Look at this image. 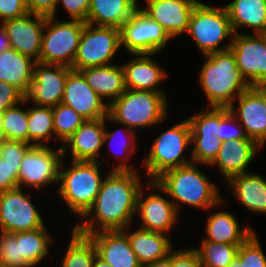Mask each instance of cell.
Wrapping results in <instances>:
<instances>
[{
    "label": "cell",
    "instance_id": "obj_1",
    "mask_svg": "<svg viewBox=\"0 0 266 267\" xmlns=\"http://www.w3.org/2000/svg\"><path fill=\"white\" fill-rule=\"evenodd\" d=\"M143 187L138 172L109 171L83 222L73 229L88 236L102 231H123L136 216L137 198Z\"/></svg>",
    "mask_w": 266,
    "mask_h": 267
},
{
    "label": "cell",
    "instance_id": "obj_2",
    "mask_svg": "<svg viewBox=\"0 0 266 267\" xmlns=\"http://www.w3.org/2000/svg\"><path fill=\"white\" fill-rule=\"evenodd\" d=\"M199 84L207 96L209 107L228 108L235 104L236 98L251 85L245 80L237 67L231 49L203 56Z\"/></svg>",
    "mask_w": 266,
    "mask_h": 267
},
{
    "label": "cell",
    "instance_id": "obj_3",
    "mask_svg": "<svg viewBox=\"0 0 266 267\" xmlns=\"http://www.w3.org/2000/svg\"><path fill=\"white\" fill-rule=\"evenodd\" d=\"M200 167L201 164L191 163L168 170L155 180L178 212L180 203L207 211L219 208L224 202L216 184L200 171Z\"/></svg>",
    "mask_w": 266,
    "mask_h": 267
},
{
    "label": "cell",
    "instance_id": "obj_4",
    "mask_svg": "<svg viewBox=\"0 0 266 267\" xmlns=\"http://www.w3.org/2000/svg\"><path fill=\"white\" fill-rule=\"evenodd\" d=\"M164 92L127 89L108 106L107 120L135 131L164 122L168 116Z\"/></svg>",
    "mask_w": 266,
    "mask_h": 267
},
{
    "label": "cell",
    "instance_id": "obj_5",
    "mask_svg": "<svg viewBox=\"0 0 266 267\" xmlns=\"http://www.w3.org/2000/svg\"><path fill=\"white\" fill-rule=\"evenodd\" d=\"M67 169L61 164L56 190L70 212L83 216L93 205L103 182L100 161H72Z\"/></svg>",
    "mask_w": 266,
    "mask_h": 267
},
{
    "label": "cell",
    "instance_id": "obj_6",
    "mask_svg": "<svg viewBox=\"0 0 266 267\" xmlns=\"http://www.w3.org/2000/svg\"><path fill=\"white\" fill-rule=\"evenodd\" d=\"M190 144L191 127L187 118L162 132L144 159L147 180L155 181L168 170L191 164L190 157L184 155Z\"/></svg>",
    "mask_w": 266,
    "mask_h": 267
},
{
    "label": "cell",
    "instance_id": "obj_7",
    "mask_svg": "<svg viewBox=\"0 0 266 267\" xmlns=\"http://www.w3.org/2000/svg\"><path fill=\"white\" fill-rule=\"evenodd\" d=\"M192 36L203 56L230 49L234 32L224 7L200 1L192 12L187 33ZM230 39L226 46L221 43Z\"/></svg>",
    "mask_w": 266,
    "mask_h": 267
},
{
    "label": "cell",
    "instance_id": "obj_8",
    "mask_svg": "<svg viewBox=\"0 0 266 267\" xmlns=\"http://www.w3.org/2000/svg\"><path fill=\"white\" fill-rule=\"evenodd\" d=\"M85 22L79 20L60 21L46 17L40 62L71 68L78 50Z\"/></svg>",
    "mask_w": 266,
    "mask_h": 267
},
{
    "label": "cell",
    "instance_id": "obj_9",
    "mask_svg": "<svg viewBox=\"0 0 266 267\" xmlns=\"http://www.w3.org/2000/svg\"><path fill=\"white\" fill-rule=\"evenodd\" d=\"M120 49V29L95 26L85 22L71 68L79 71L89 67H103L114 64L112 59Z\"/></svg>",
    "mask_w": 266,
    "mask_h": 267
},
{
    "label": "cell",
    "instance_id": "obj_10",
    "mask_svg": "<svg viewBox=\"0 0 266 267\" xmlns=\"http://www.w3.org/2000/svg\"><path fill=\"white\" fill-rule=\"evenodd\" d=\"M121 48L133 54L158 55L172 39L164 28L144 13L140 5L120 28Z\"/></svg>",
    "mask_w": 266,
    "mask_h": 267
},
{
    "label": "cell",
    "instance_id": "obj_11",
    "mask_svg": "<svg viewBox=\"0 0 266 267\" xmlns=\"http://www.w3.org/2000/svg\"><path fill=\"white\" fill-rule=\"evenodd\" d=\"M64 159L62 147L54 149L49 145H32L20 163L18 187L36 190L58 183L61 164Z\"/></svg>",
    "mask_w": 266,
    "mask_h": 267
},
{
    "label": "cell",
    "instance_id": "obj_12",
    "mask_svg": "<svg viewBox=\"0 0 266 267\" xmlns=\"http://www.w3.org/2000/svg\"><path fill=\"white\" fill-rule=\"evenodd\" d=\"M72 68L36 62L33 77L22 92V101L54 107L62 102L68 72Z\"/></svg>",
    "mask_w": 266,
    "mask_h": 267
},
{
    "label": "cell",
    "instance_id": "obj_13",
    "mask_svg": "<svg viewBox=\"0 0 266 267\" xmlns=\"http://www.w3.org/2000/svg\"><path fill=\"white\" fill-rule=\"evenodd\" d=\"M31 197L20 187L0 192V231L15 233L45 226Z\"/></svg>",
    "mask_w": 266,
    "mask_h": 267
},
{
    "label": "cell",
    "instance_id": "obj_14",
    "mask_svg": "<svg viewBox=\"0 0 266 267\" xmlns=\"http://www.w3.org/2000/svg\"><path fill=\"white\" fill-rule=\"evenodd\" d=\"M146 186L150 191L153 188L160 193L148 192V196H144L143 187L139 191L136 209V215L141 219L139 227L152 232L171 234L170 231L174 229L180 213L170 198H166V192L155 181H149ZM161 192L166 196L160 195Z\"/></svg>",
    "mask_w": 266,
    "mask_h": 267
},
{
    "label": "cell",
    "instance_id": "obj_15",
    "mask_svg": "<svg viewBox=\"0 0 266 267\" xmlns=\"http://www.w3.org/2000/svg\"><path fill=\"white\" fill-rule=\"evenodd\" d=\"M230 49L238 69L251 86L266 82L265 34H234Z\"/></svg>",
    "mask_w": 266,
    "mask_h": 267
},
{
    "label": "cell",
    "instance_id": "obj_16",
    "mask_svg": "<svg viewBox=\"0 0 266 267\" xmlns=\"http://www.w3.org/2000/svg\"><path fill=\"white\" fill-rule=\"evenodd\" d=\"M45 20V16L28 12L20 18L8 19L1 23L6 30L11 48L40 62Z\"/></svg>",
    "mask_w": 266,
    "mask_h": 267
},
{
    "label": "cell",
    "instance_id": "obj_17",
    "mask_svg": "<svg viewBox=\"0 0 266 267\" xmlns=\"http://www.w3.org/2000/svg\"><path fill=\"white\" fill-rule=\"evenodd\" d=\"M62 103L86 120L102 119L108 115L107 102L92 90L80 71L73 69L68 72Z\"/></svg>",
    "mask_w": 266,
    "mask_h": 267
},
{
    "label": "cell",
    "instance_id": "obj_18",
    "mask_svg": "<svg viewBox=\"0 0 266 267\" xmlns=\"http://www.w3.org/2000/svg\"><path fill=\"white\" fill-rule=\"evenodd\" d=\"M236 101L238 106L228 107L231 114L241 124L246 136L263 147L266 144V103L262 95L251 86Z\"/></svg>",
    "mask_w": 266,
    "mask_h": 267
},
{
    "label": "cell",
    "instance_id": "obj_19",
    "mask_svg": "<svg viewBox=\"0 0 266 267\" xmlns=\"http://www.w3.org/2000/svg\"><path fill=\"white\" fill-rule=\"evenodd\" d=\"M141 10L157 21L173 38L187 33L190 18L199 0H145Z\"/></svg>",
    "mask_w": 266,
    "mask_h": 267
},
{
    "label": "cell",
    "instance_id": "obj_20",
    "mask_svg": "<svg viewBox=\"0 0 266 267\" xmlns=\"http://www.w3.org/2000/svg\"><path fill=\"white\" fill-rule=\"evenodd\" d=\"M105 134V118L86 120L62 145L64 159L68 149L74 161H98Z\"/></svg>",
    "mask_w": 266,
    "mask_h": 267
},
{
    "label": "cell",
    "instance_id": "obj_21",
    "mask_svg": "<svg viewBox=\"0 0 266 267\" xmlns=\"http://www.w3.org/2000/svg\"><path fill=\"white\" fill-rule=\"evenodd\" d=\"M262 147L251 138L235 139L224 142L215 160L209 165L219 168L227 181L234 175L247 173V167Z\"/></svg>",
    "mask_w": 266,
    "mask_h": 267
},
{
    "label": "cell",
    "instance_id": "obj_22",
    "mask_svg": "<svg viewBox=\"0 0 266 267\" xmlns=\"http://www.w3.org/2000/svg\"><path fill=\"white\" fill-rule=\"evenodd\" d=\"M135 58L121 65L127 89L165 92L159 88L167 79V70L159 66L151 57L153 54H133Z\"/></svg>",
    "mask_w": 266,
    "mask_h": 267
},
{
    "label": "cell",
    "instance_id": "obj_23",
    "mask_svg": "<svg viewBox=\"0 0 266 267\" xmlns=\"http://www.w3.org/2000/svg\"><path fill=\"white\" fill-rule=\"evenodd\" d=\"M88 237L93 241L97 255L111 267H142L123 231L96 232Z\"/></svg>",
    "mask_w": 266,
    "mask_h": 267
},
{
    "label": "cell",
    "instance_id": "obj_24",
    "mask_svg": "<svg viewBox=\"0 0 266 267\" xmlns=\"http://www.w3.org/2000/svg\"><path fill=\"white\" fill-rule=\"evenodd\" d=\"M126 227L123 232L127 235L132 251L143 266L166 258L173 250L169 235L137 228L129 232Z\"/></svg>",
    "mask_w": 266,
    "mask_h": 267
},
{
    "label": "cell",
    "instance_id": "obj_25",
    "mask_svg": "<svg viewBox=\"0 0 266 267\" xmlns=\"http://www.w3.org/2000/svg\"><path fill=\"white\" fill-rule=\"evenodd\" d=\"M236 200L254 214H266V179L256 173H242L227 180Z\"/></svg>",
    "mask_w": 266,
    "mask_h": 267
},
{
    "label": "cell",
    "instance_id": "obj_26",
    "mask_svg": "<svg viewBox=\"0 0 266 267\" xmlns=\"http://www.w3.org/2000/svg\"><path fill=\"white\" fill-rule=\"evenodd\" d=\"M79 71L83 74L94 92L104 101L108 99V106L126 90L124 71L119 64L89 67Z\"/></svg>",
    "mask_w": 266,
    "mask_h": 267
},
{
    "label": "cell",
    "instance_id": "obj_27",
    "mask_svg": "<svg viewBox=\"0 0 266 267\" xmlns=\"http://www.w3.org/2000/svg\"><path fill=\"white\" fill-rule=\"evenodd\" d=\"M225 8L234 34H241L242 27L252 29L254 34L266 33L265 0H233Z\"/></svg>",
    "mask_w": 266,
    "mask_h": 267
},
{
    "label": "cell",
    "instance_id": "obj_28",
    "mask_svg": "<svg viewBox=\"0 0 266 267\" xmlns=\"http://www.w3.org/2000/svg\"><path fill=\"white\" fill-rule=\"evenodd\" d=\"M138 7V0H91L86 23L120 29Z\"/></svg>",
    "mask_w": 266,
    "mask_h": 267
},
{
    "label": "cell",
    "instance_id": "obj_29",
    "mask_svg": "<svg viewBox=\"0 0 266 267\" xmlns=\"http://www.w3.org/2000/svg\"><path fill=\"white\" fill-rule=\"evenodd\" d=\"M206 237L201 241H212L241 245L255 230L249 226L240 227L237 218L230 212L222 211L208 216L205 225Z\"/></svg>",
    "mask_w": 266,
    "mask_h": 267
},
{
    "label": "cell",
    "instance_id": "obj_30",
    "mask_svg": "<svg viewBox=\"0 0 266 267\" xmlns=\"http://www.w3.org/2000/svg\"><path fill=\"white\" fill-rule=\"evenodd\" d=\"M36 61L9 48L0 53V81L14 85L23 92L33 77Z\"/></svg>",
    "mask_w": 266,
    "mask_h": 267
},
{
    "label": "cell",
    "instance_id": "obj_31",
    "mask_svg": "<svg viewBox=\"0 0 266 267\" xmlns=\"http://www.w3.org/2000/svg\"><path fill=\"white\" fill-rule=\"evenodd\" d=\"M55 140L52 107H28V144L47 146L49 140ZM47 142V143H46Z\"/></svg>",
    "mask_w": 266,
    "mask_h": 267
},
{
    "label": "cell",
    "instance_id": "obj_32",
    "mask_svg": "<svg viewBox=\"0 0 266 267\" xmlns=\"http://www.w3.org/2000/svg\"><path fill=\"white\" fill-rule=\"evenodd\" d=\"M13 234L20 240L21 255L32 267L38 266L48 256L51 237L46 226Z\"/></svg>",
    "mask_w": 266,
    "mask_h": 267
},
{
    "label": "cell",
    "instance_id": "obj_33",
    "mask_svg": "<svg viewBox=\"0 0 266 267\" xmlns=\"http://www.w3.org/2000/svg\"><path fill=\"white\" fill-rule=\"evenodd\" d=\"M70 237L60 267H92L97 255L93 241L74 229Z\"/></svg>",
    "mask_w": 266,
    "mask_h": 267
},
{
    "label": "cell",
    "instance_id": "obj_34",
    "mask_svg": "<svg viewBox=\"0 0 266 267\" xmlns=\"http://www.w3.org/2000/svg\"><path fill=\"white\" fill-rule=\"evenodd\" d=\"M107 121L108 120H107V116H106L105 117V134H104V139H103V145L108 143L109 146L110 145L114 146V144L116 143V139L122 135V137H120L121 139L118 138L120 142L117 141L118 144H116V145L119 146L118 151H121V153L123 155H121V157H122L121 158L116 154L117 155L116 159H118V160L120 159V160L118 161V164L113 166L111 171H134V172H138L136 167H133L131 164L129 165V163H128V160L132 156V153L134 152L135 148L137 147V144H135V143H137L136 142L137 136H135L136 131L134 132L130 128L126 127L124 124H120L121 128L116 129L114 131L107 130L106 129Z\"/></svg>",
    "mask_w": 266,
    "mask_h": 267
},
{
    "label": "cell",
    "instance_id": "obj_35",
    "mask_svg": "<svg viewBox=\"0 0 266 267\" xmlns=\"http://www.w3.org/2000/svg\"><path fill=\"white\" fill-rule=\"evenodd\" d=\"M22 105L26 103L22 101L1 113L0 128L4 139L28 143V107L24 110L20 107Z\"/></svg>",
    "mask_w": 266,
    "mask_h": 267
},
{
    "label": "cell",
    "instance_id": "obj_36",
    "mask_svg": "<svg viewBox=\"0 0 266 267\" xmlns=\"http://www.w3.org/2000/svg\"><path fill=\"white\" fill-rule=\"evenodd\" d=\"M200 247L193 248L199 255L202 267H226L238 254L240 245L212 241H201Z\"/></svg>",
    "mask_w": 266,
    "mask_h": 267
},
{
    "label": "cell",
    "instance_id": "obj_37",
    "mask_svg": "<svg viewBox=\"0 0 266 267\" xmlns=\"http://www.w3.org/2000/svg\"><path fill=\"white\" fill-rule=\"evenodd\" d=\"M52 111L55 140L59 141L60 147H62L86 119L62 102L52 107Z\"/></svg>",
    "mask_w": 266,
    "mask_h": 267
},
{
    "label": "cell",
    "instance_id": "obj_38",
    "mask_svg": "<svg viewBox=\"0 0 266 267\" xmlns=\"http://www.w3.org/2000/svg\"><path fill=\"white\" fill-rule=\"evenodd\" d=\"M222 141L217 136L204 134H191V160L192 163L210 165L218 155Z\"/></svg>",
    "mask_w": 266,
    "mask_h": 267
},
{
    "label": "cell",
    "instance_id": "obj_39",
    "mask_svg": "<svg viewBox=\"0 0 266 267\" xmlns=\"http://www.w3.org/2000/svg\"><path fill=\"white\" fill-rule=\"evenodd\" d=\"M254 231L240 246L236 267H266V255Z\"/></svg>",
    "mask_w": 266,
    "mask_h": 267
},
{
    "label": "cell",
    "instance_id": "obj_40",
    "mask_svg": "<svg viewBox=\"0 0 266 267\" xmlns=\"http://www.w3.org/2000/svg\"><path fill=\"white\" fill-rule=\"evenodd\" d=\"M0 267H32L21 255L20 240L0 231Z\"/></svg>",
    "mask_w": 266,
    "mask_h": 267
},
{
    "label": "cell",
    "instance_id": "obj_41",
    "mask_svg": "<svg viewBox=\"0 0 266 267\" xmlns=\"http://www.w3.org/2000/svg\"><path fill=\"white\" fill-rule=\"evenodd\" d=\"M187 119L191 127V134L218 135L220 108L207 107Z\"/></svg>",
    "mask_w": 266,
    "mask_h": 267
},
{
    "label": "cell",
    "instance_id": "obj_42",
    "mask_svg": "<svg viewBox=\"0 0 266 267\" xmlns=\"http://www.w3.org/2000/svg\"><path fill=\"white\" fill-rule=\"evenodd\" d=\"M218 139L224 142H232L235 139L249 138L243 127L231 114L229 108H220V126L218 127Z\"/></svg>",
    "mask_w": 266,
    "mask_h": 267
},
{
    "label": "cell",
    "instance_id": "obj_43",
    "mask_svg": "<svg viewBox=\"0 0 266 267\" xmlns=\"http://www.w3.org/2000/svg\"><path fill=\"white\" fill-rule=\"evenodd\" d=\"M31 146L26 142L4 139L0 144V158L4 159L6 163L20 164Z\"/></svg>",
    "mask_w": 266,
    "mask_h": 267
},
{
    "label": "cell",
    "instance_id": "obj_44",
    "mask_svg": "<svg viewBox=\"0 0 266 267\" xmlns=\"http://www.w3.org/2000/svg\"><path fill=\"white\" fill-rule=\"evenodd\" d=\"M20 164H10L0 158V192L18 187Z\"/></svg>",
    "mask_w": 266,
    "mask_h": 267
},
{
    "label": "cell",
    "instance_id": "obj_45",
    "mask_svg": "<svg viewBox=\"0 0 266 267\" xmlns=\"http://www.w3.org/2000/svg\"><path fill=\"white\" fill-rule=\"evenodd\" d=\"M171 267H202V264L193 248H180L171 251Z\"/></svg>",
    "mask_w": 266,
    "mask_h": 267
},
{
    "label": "cell",
    "instance_id": "obj_46",
    "mask_svg": "<svg viewBox=\"0 0 266 267\" xmlns=\"http://www.w3.org/2000/svg\"><path fill=\"white\" fill-rule=\"evenodd\" d=\"M90 2L91 0H58L56 11L58 10V5L62 4L69 14L68 19L86 22L87 14L90 9Z\"/></svg>",
    "mask_w": 266,
    "mask_h": 267
},
{
    "label": "cell",
    "instance_id": "obj_47",
    "mask_svg": "<svg viewBox=\"0 0 266 267\" xmlns=\"http://www.w3.org/2000/svg\"><path fill=\"white\" fill-rule=\"evenodd\" d=\"M28 13L26 0H0V20L20 18Z\"/></svg>",
    "mask_w": 266,
    "mask_h": 267
},
{
    "label": "cell",
    "instance_id": "obj_48",
    "mask_svg": "<svg viewBox=\"0 0 266 267\" xmlns=\"http://www.w3.org/2000/svg\"><path fill=\"white\" fill-rule=\"evenodd\" d=\"M22 102V92L14 85L0 81V113Z\"/></svg>",
    "mask_w": 266,
    "mask_h": 267
},
{
    "label": "cell",
    "instance_id": "obj_49",
    "mask_svg": "<svg viewBox=\"0 0 266 267\" xmlns=\"http://www.w3.org/2000/svg\"><path fill=\"white\" fill-rule=\"evenodd\" d=\"M58 0H26L29 13L56 18Z\"/></svg>",
    "mask_w": 266,
    "mask_h": 267
},
{
    "label": "cell",
    "instance_id": "obj_50",
    "mask_svg": "<svg viewBox=\"0 0 266 267\" xmlns=\"http://www.w3.org/2000/svg\"><path fill=\"white\" fill-rule=\"evenodd\" d=\"M11 48L10 41L3 25H0V53Z\"/></svg>",
    "mask_w": 266,
    "mask_h": 267
},
{
    "label": "cell",
    "instance_id": "obj_51",
    "mask_svg": "<svg viewBox=\"0 0 266 267\" xmlns=\"http://www.w3.org/2000/svg\"><path fill=\"white\" fill-rule=\"evenodd\" d=\"M143 267H171V252L169 255L161 260H157L153 263L147 264Z\"/></svg>",
    "mask_w": 266,
    "mask_h": 267
},
{
    "label": "cell",
    "instance_id": "obj_52",
    "mask_svg": "<svg viewBox=\"0 0 266 267\" xmlns=\"http://www.w3.org/2000/svg\"><path fill=\"white\" fill-rule=\"evenodd\" d=\"M253 87L262 95L264 102L266 103V82L259 83Z\"/></svg>",
    "mask_w": 266,
    "mask_h": 267
},
{
    "label": "cell",
    "instance_id": "obj_53",
    "mask_svg": "<svg viewBox=\"0 0 266 267\" xmlns=\"http://www.w3.org/2000/svg\"><path fill=\"white\" fill-rule=\"evenodd\" d=\"M92 267H111V266L105 260L101 259L98 255H96Z\"/></svg>",
    "mask_w": 266,
    "mask_h": 267
},
{
    "label": "cell",
    "instance_id": "obj_54",
    "mask_svg": "<svg viewBox=\"0 0 266 267\" xmlns=\"http://www.w3.org/2000/svg\"><path fill=\"white\" fill-rule=\"evenodd\" d=\"M226 267H236V258L230 264H228Z\"/></svg>",
    "mask_w": 266,
    "mask_h": 267
},
{
    "label": "cell",
    "instance_id": "obj_55",
    "mask_svg": "<svg viewBox=\"0 0 266 267\" xmlns=\"http://www.w3.org/2000/svg\"><path fill=\"white\" fill-rule=\"evenodd\" d=\"M4 141V136L2 134V130L0 128V144Z\"/></svg>",
    "mask_w": 266,
    "mask_h": 267
}]
</instances>
